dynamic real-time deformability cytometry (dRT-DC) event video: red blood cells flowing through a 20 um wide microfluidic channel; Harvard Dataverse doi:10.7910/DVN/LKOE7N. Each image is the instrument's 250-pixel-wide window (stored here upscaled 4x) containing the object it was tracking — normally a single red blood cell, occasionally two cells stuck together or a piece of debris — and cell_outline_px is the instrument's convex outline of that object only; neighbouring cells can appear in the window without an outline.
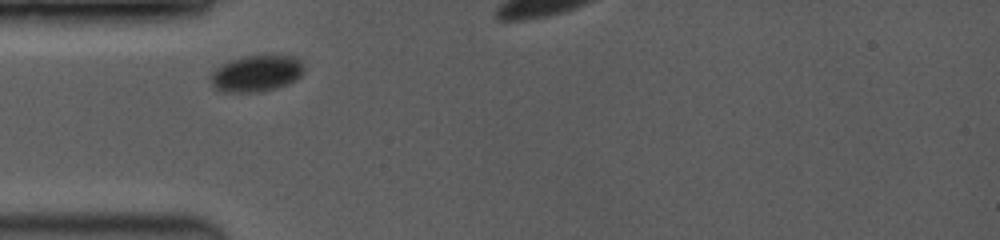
{"species": "common noctule bat (a hibernating species)", "species_latin": "Nyctalus noctula", "temperature_condition": "room temperature", "stored_images_in_passage": 11, "camera_frame_rate_fps": 3500, "um_per_image_px": 0.085, "animal": {"sex": "female", "body_mass_g": 19.0, "forearm_length_mm": 53.3}, "frame": {"image": 1, "passage_image": 1, "time_ms": 0.0, "image_size_px": [1000, 240], "cell_outline_px": [[304, 72], [300, 76], [276, 88], [260, 92], [220, 92], [212, 84], [212, 72], [220, 64], [228, 60], [244, 56], [272, 52], [292, 56], [300, 60], [304, 68]], "centroid_in_image_um": [21.8, 6.19], "position_along_channel_um": 63.2, "area_um2": 20.29}}
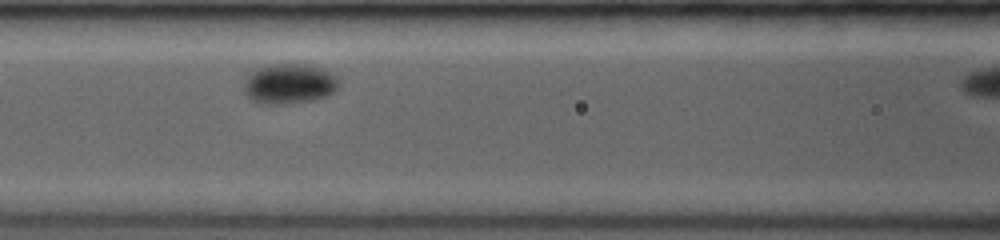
{"frame": {"image": 2, "passage_image": 6, "time_ms": 2.286, "image_size_px": [1000, 240], "cell_outline_px": [[336, 88], [328, 96], [312, 100], [284, 104], [264, 104], [252, 100], [244, 92], [244, 80], [248, 72], [264, 64], [304, 64], [320, 68], [336, 76]], "centroid_in_image_um": [24.5, 7.11], "position_along_channel_um": 142.1, "area_um2": 22.2}}
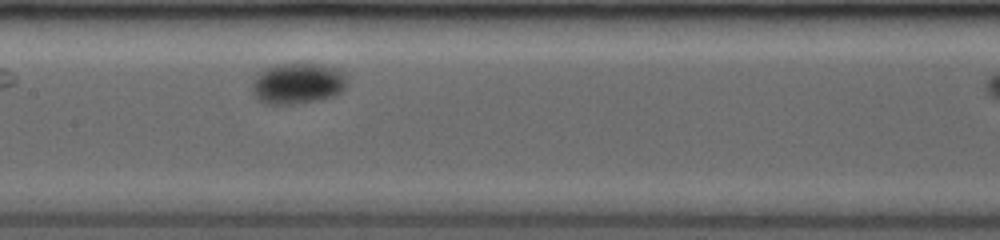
{"frame": {"image": 3, "passage_image": 10, "time_ms": 3.429, "image_size_px": [1000, 240], "cell_outline_px": [[348, 84], [336, 96], [320, 100], [292, 104], [268, 104], [256, 100], [252, 88], [252, 84], [256, 76], [260, 72], [268, 68], [280, 64], [316, 64], [336, 68], [344, 72]], "centroid_in_image_um": [25.33, 7.11], "position_along_channel_um": 182.1, "area_um2": 22.66}}